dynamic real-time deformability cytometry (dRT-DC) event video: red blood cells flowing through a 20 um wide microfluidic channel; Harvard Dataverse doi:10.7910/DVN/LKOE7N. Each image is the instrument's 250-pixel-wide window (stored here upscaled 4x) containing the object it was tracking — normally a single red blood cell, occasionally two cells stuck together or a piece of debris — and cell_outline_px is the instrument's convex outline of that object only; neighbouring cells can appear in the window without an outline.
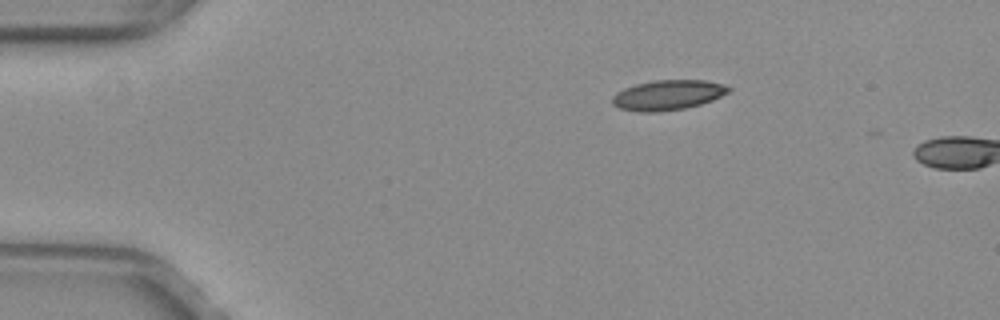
{"species": "common noctule bat (a hibernating species)", "species_latin": "Nyctalus noctula", "temperature_condition": "warm", "stored_images_in_passage": 4, "camera_frame_rate_fps": 3000, "um_per_image_px": 0.085, "animal": {"sex": "female", "body_mass_g": 29.2, "forearm_length_mm": 56.3}, "frame": {"image": 1, "passage_image": 1, "time_ms": 0.0, "image_size_px": [1000, 320], "cell_outline_px": [[732, 88], [728, 92], [712, 100], [700, 104], [684, 108], [656, 112], [636, 112], [620, 108], [612, 104], [612, 96], [616, 92], [624, 88], [636, 84], [656, 80], [704, 80], [724, 84]], "centroid_in_image_um": [56.74, 8.08], "position_along_channel_um": 28.3, "area_um2": 20.29}}